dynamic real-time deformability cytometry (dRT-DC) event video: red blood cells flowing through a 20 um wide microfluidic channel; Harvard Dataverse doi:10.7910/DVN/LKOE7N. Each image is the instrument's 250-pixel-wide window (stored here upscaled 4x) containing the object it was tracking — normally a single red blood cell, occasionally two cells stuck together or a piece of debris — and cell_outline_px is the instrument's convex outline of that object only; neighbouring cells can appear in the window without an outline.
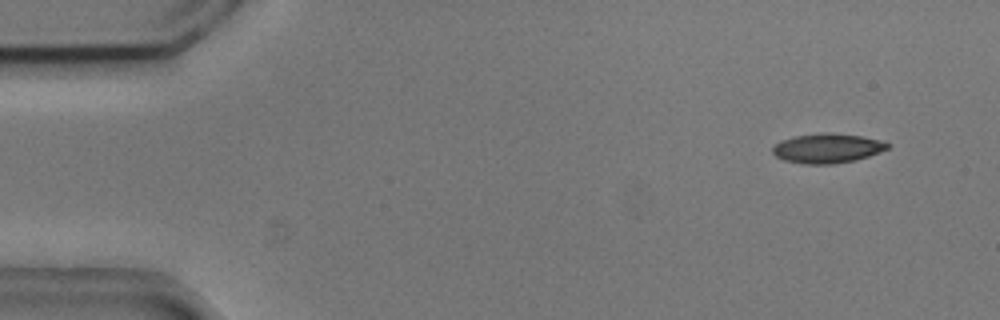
{"species": "common noctule bat (a hibernating species)", "species_latin": "Nyctalus noctula", "temperature_condition": "cold", "stored_images_in_passage": 5, "camera_frame_rate_fps": 3000, "um_per_image_px": 0.085, "animal": {"sex": "male", "body_mass_g": 20.5, "forearm_length_mm": 52.5}, "frame": {"image": 1, "passage_image": 1, "time_ms": 0.0, "image_size_px": [1000, 320], "cell_outline_px": [[892, 144], [888, 148], [880, 152], [856, 160], [832, 164], [800, 164], [784, 160], [776, 156], [772, 152], [772, 148], [780, 140], [796, 136], [824, 132], [828, 132], [860, 136], [880, 140]], "centroid_in_image_um": [70.32, 12.61], "position_along_channel_um": 14.7, "area_um2": 19.83}}